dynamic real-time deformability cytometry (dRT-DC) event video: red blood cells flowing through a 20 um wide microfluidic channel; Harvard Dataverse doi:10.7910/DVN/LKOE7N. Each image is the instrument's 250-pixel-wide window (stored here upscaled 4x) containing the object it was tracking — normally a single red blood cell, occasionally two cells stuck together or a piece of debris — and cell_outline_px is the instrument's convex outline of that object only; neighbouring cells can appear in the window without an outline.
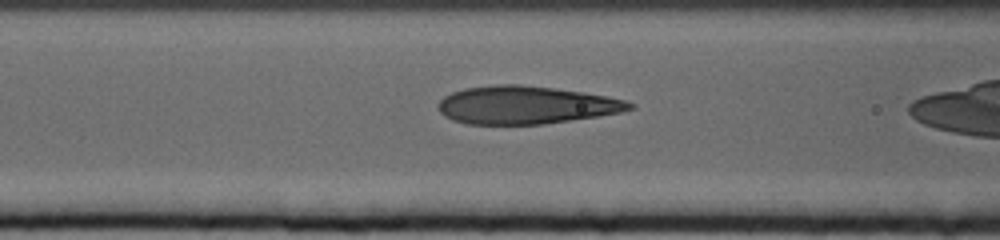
{"species": "human", "species_latin": "Homo sapiens", "temperature_condition": "cold", "stored_images_in_passage": 35, "camera_frame_rate_fps": 3000, "um_per_image_px": 0.085, "donor": {"sex": "female"}, "frame": {"image": 1, "passage_image": 10, "time_ms": 3.0, "image_size_px": [1000, 240], "cell_outline_px": [[636, 104], [632, 108], [620, 112], [596, 116], [544, 124], [468, 124], [452, 120], [444, 116], [440, 112], [436, 104], [444, 96], [452, 92], [464, 88], [496, 84], [520, 84], [552, 88], [608, 96], [624, 100]], "centroid_in_image_um": [44.64, 8.92], "position_along_channel_um": 122.0, "area_um2": 42.14}}
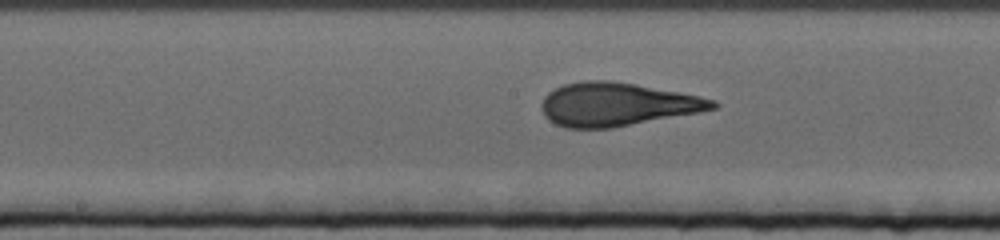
{"frame": {"image": 2, "passage_image": 17, "time_ms": 5.333, "image_size_px": [1000, 240], "cell_outline_px": [[720, 104], [716, 108], [700, 112], [612, 128], [564, 128], [548, 120], [544, 116], [540, 104], [544, 96], [548, 92], [564, 84], [584, 80], [608, 80], [636, 84], [700, 96], [716, 100]], "centroid_in_image_um": [52.43, 8.87], "position_along_channel_um": 195.8, "area_um2": 43.41}}
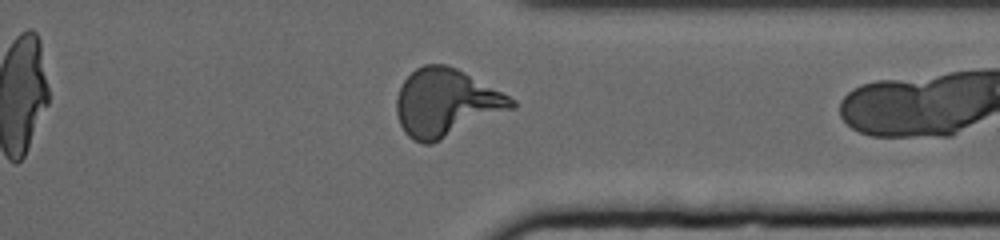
{"frame": {"image": 3, "passage_image": 34, "time_ms": 11.0, "image_size_px": [1000, 240], "cell_outline_px": [[516, 108], [432, 144], [420, 144], [412, 140], [404, 132], [400, 124], [396, 112], [396, 96], [404, 80], [416, 68], [424, 64], [444, 64], [456, 68], [464, 72], [516, 100]], "centroid_in_image_um": [37.91, 8.76], "position_along_channel_um": 373.5, "area_um2": 45.49}}